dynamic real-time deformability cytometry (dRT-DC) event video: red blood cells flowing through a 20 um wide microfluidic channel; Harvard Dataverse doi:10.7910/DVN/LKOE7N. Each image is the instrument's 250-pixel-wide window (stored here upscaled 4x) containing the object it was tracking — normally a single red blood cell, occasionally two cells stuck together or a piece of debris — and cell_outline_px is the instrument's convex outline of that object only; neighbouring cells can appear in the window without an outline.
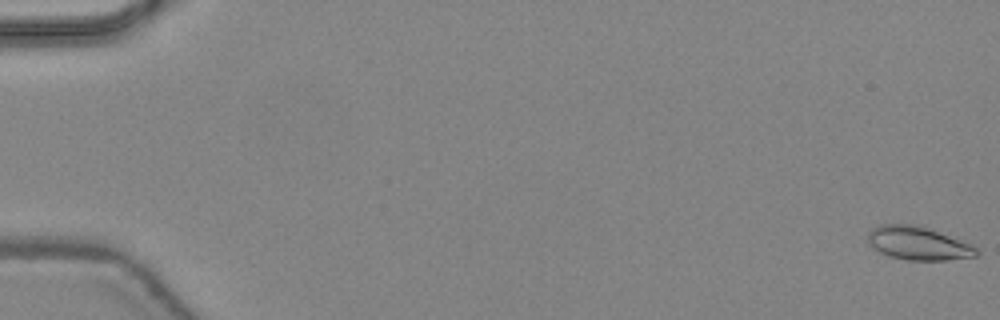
{"species": "common noctule bat (a hibernating species)", "species_latin": "Nyctalus noctula", "temperature_condition": "warm", "stored_images_in_passage": 48, "camera_frame_rate_fps": 3000, "um_per_image_px": 0.085, "animal": {"sex": "female", "body_mass_g": 24.6, "forearm_length_mm": 56.2}, "frame": {"image": 1, "passage_image": 1, "time_ms": 0.0, "image_size_px": [1000, 320], "cell_outline_px": [[980, 256], [948, 260], [908, 260], [892, 256], [880, 252], [872, 248], [868, 244], [868, 232], [872, 228], [880, 224], [916, 224], [928, 228], [960, 240], [976, 248], [980, 252]], "centroid_in_image_um": [78.03, 20.68], "position_along_channel_um": 7.0, "area_um2": 21.1}}
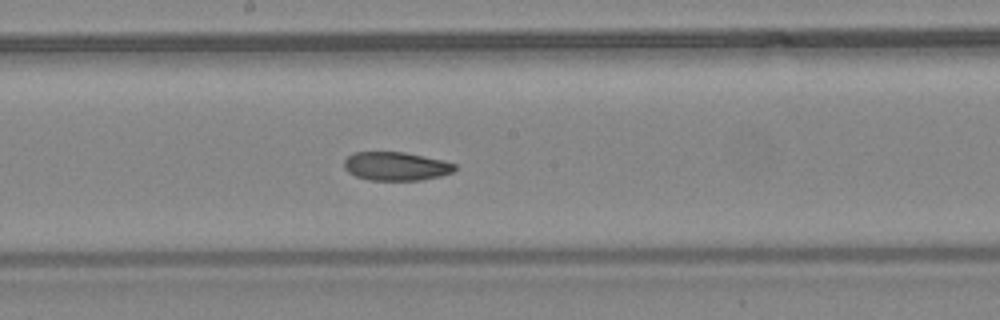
{"frame": {"image": 2, "passage_image": 27, "time_ms": 8.667, "image_size_px": [1000, 320], "cell_outline_px": [[456, 168], [452, 172], [440, 176], [420, 180], [368, 180], [356, 176], [348, 172], [344, 168], [344, 160], [352, 152], [404, 152], [444, 160], [456, 164]], "centroid_in_image_um": [33.65, 14.12], "position_along_channel_um": 214.6, "area_um2": 18.5}}
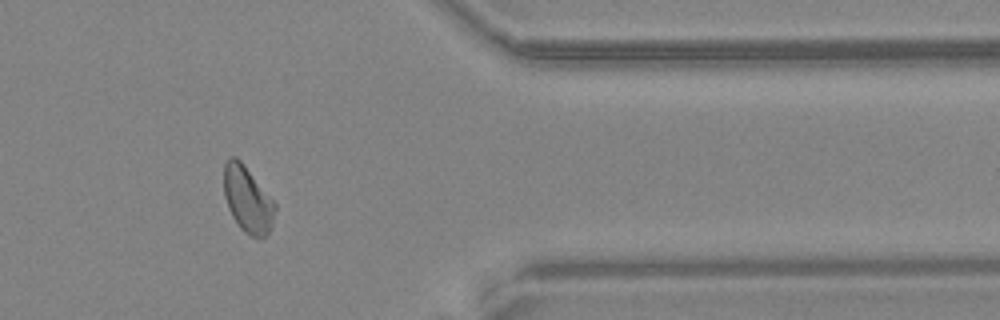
{"frame": {"image": 3, "passage_image": 40, "time_ms": 13.0, "image_size_px": [1000, 320], "cell_outline_px": [[276, 208], [272, 224], [268, 232], [260, 240], [244, 232], [240, 228], [232, 216], [228, 208], [224, 196], [224, 164], [228, 156], [236, 156], [240, 160], [276, 204]], "centroid_in_image_um": [21.03, 16.96], "position_along_channel_um": 390.4, "area_um2": 19.65}, "authors_computed_cell_mechanics": {"area_um2": 19.6809, "velocity_mm_per_s": 4.4482, "shape_relaxation_time_tau1_ms": 7.4846, "shape_relaxation_time_tau2_ms": 2.3348, "deformation_change_tau1": 0.1635, "deformation_change_tau2": 0.0719}}